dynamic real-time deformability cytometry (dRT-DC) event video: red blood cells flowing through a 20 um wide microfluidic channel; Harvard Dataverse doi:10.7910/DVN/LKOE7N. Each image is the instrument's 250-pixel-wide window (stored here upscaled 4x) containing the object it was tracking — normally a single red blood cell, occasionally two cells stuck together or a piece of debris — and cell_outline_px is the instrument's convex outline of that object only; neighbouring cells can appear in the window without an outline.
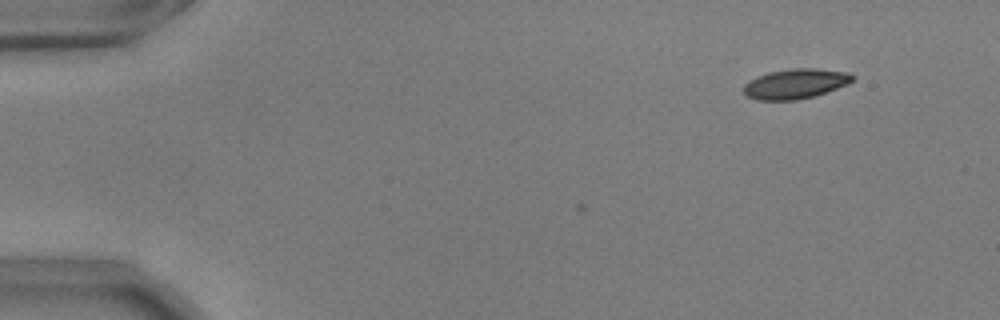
{"species": "common noctule bat (a hibernating species)", "species_latin": "Nyctalus noctula", "temperature_condition": "warm", "stored_images_in_passage": 6, "camera_frame_rate_fps": 3000, "um_per_image_px": 0.085, "animal": {"sex": "male", "body_mass_g": 17.9, "forearm_length_mm": 54.2}, "frame": {"image": 1, "passage_image": 6, "time_ms": 1.667, "image_size_px": [1000, 320], "cell_outline_px": [[856, 76], [848, 84], [812, 96], [796, 100], [756, 100], [744, 96], [744, 84], [748, 80], [768, 72], [792, 68], [816, 68], [848, 72]], "centroid_in_image_um": [67.57, 7.11], "position_along_channel_um": 17.4, "area_um2": 19.02}}